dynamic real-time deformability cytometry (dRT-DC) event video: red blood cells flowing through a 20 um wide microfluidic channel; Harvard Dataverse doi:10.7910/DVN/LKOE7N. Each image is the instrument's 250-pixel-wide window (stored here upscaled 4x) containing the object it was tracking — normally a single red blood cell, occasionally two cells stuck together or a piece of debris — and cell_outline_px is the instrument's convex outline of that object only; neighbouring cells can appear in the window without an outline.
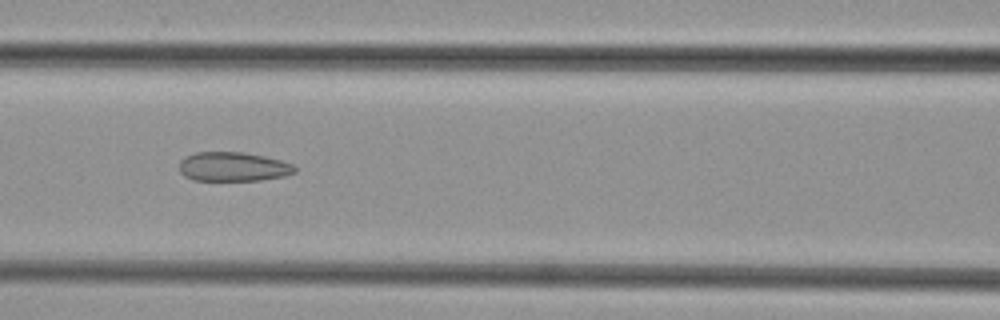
{"species": "common noctule bat (a hibernating species)", "species_latin": "Nyctalus noctula", "temperature_condition": "cold", "stored_images_in_passage": 48, "camera_frame_rate_fps": 3000, "um_per_image_px": 0.085, "animal": {"sex": "female", "body_mass_g": 29.2, "forearm_length_mm": 56.3}, "frame": {"image": 1, "passage_image": 21, "time_ms": 6.667, "image_size_px": [1000, 320], "cell_outline_px": [[296, 172], [284, 176], [260, 180], [192, 180], [184, 176], [180, 172], [180, 160], [184, 156], [196, 152], [244, 152], [264, 156], [280, 160], [292, 164], [296, 168]], "centroid_in_image_um": [19.79, 14.16], "position_along_channel_um": 146.8, "area_um2": 19.71}}
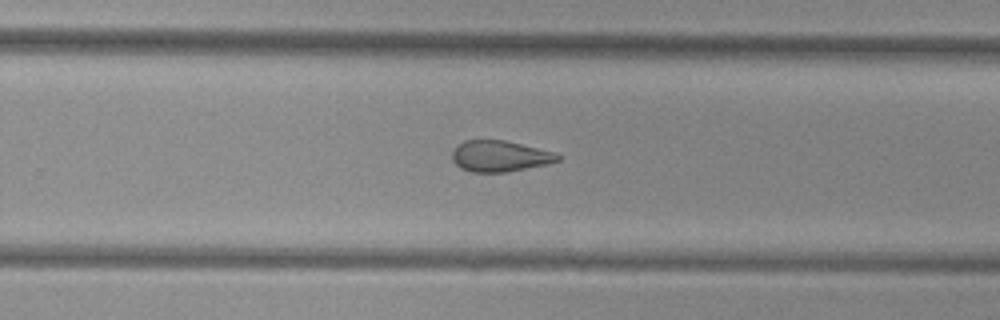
{"frame": {"image": 2, "passage_image": 31, "time_ms": 10.0, "image_size_px": [1000, 320], "cell_outline_px": [[560, 160], [548, 164], [504, 172], [472, 172], [460, 168], [452, 160], [452, 148], [456, 144], [464, 140], [504, 140], [552, 152], [560, 156]], "centroid_in_image_um": [42.41, 13.27], "position_along_channel_um": 287.4, "area_um2": 19.02}}
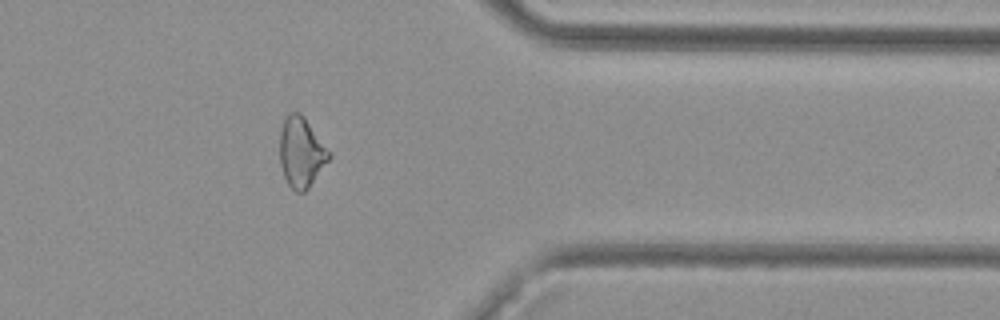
{"frame": {"image": 3, "passage_image": 39, "time_ms": 12.667, "image_size_px": [1000, 320], "cell_outline_px": [[332, 156], [308, 188], [304, 192], [296, 192], [288, 184], [284, 176], [280, 164], [280, 132], [284, 120], [288, 112], [300, 112], [304, 116], [332, 152]], "centroid_in_image_um": [25.63, 12.92], "position_along_channel_um": 385.8, "area_um2": 20.29}}